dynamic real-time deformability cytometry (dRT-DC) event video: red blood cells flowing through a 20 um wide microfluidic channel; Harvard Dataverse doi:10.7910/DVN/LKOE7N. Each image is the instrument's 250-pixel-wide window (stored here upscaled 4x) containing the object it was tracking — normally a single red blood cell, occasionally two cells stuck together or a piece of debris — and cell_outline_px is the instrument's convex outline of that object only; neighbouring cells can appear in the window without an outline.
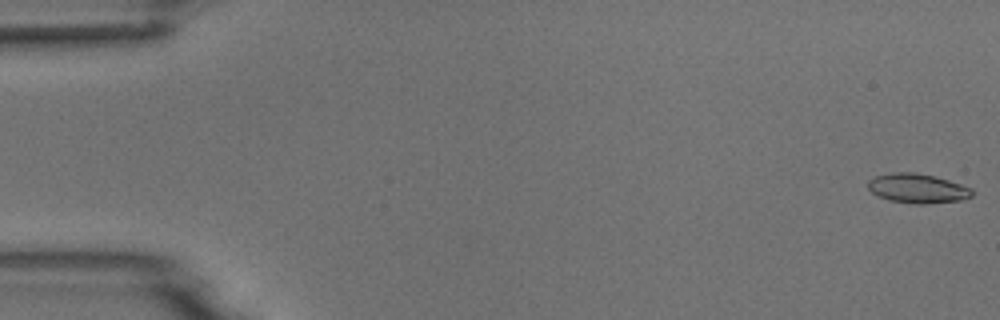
{"species": "common noctule bat (a hibernating species)", "species_latin": "Nyctalus noctula", "temperature_condition": "room temperature", "stored_images_in_passage": 7, "camera_frame_rate_fps": 3000, "um_per_image_px": 0.085, "animal": {"sex": "male", "body_mass_g": 18.8}, "frame": {"image": 1, "passage_image": 1, "time_ms": 0.0, "image_size_px": [1000, 320], "cell_outline_px": [[976, 192], [972, 196], [964, 200], [924, 204], [916, 204], [888, 200], [872, 192], [868, 188], [868, 180], [876, 176], [892, 172], [912, 172], [932, 176], [948, 180], [972, 188]], "centroid_in_image_um": [78.02, 16.02], "position_along_channel_um": 7.0, "area_um2": 17.86}}
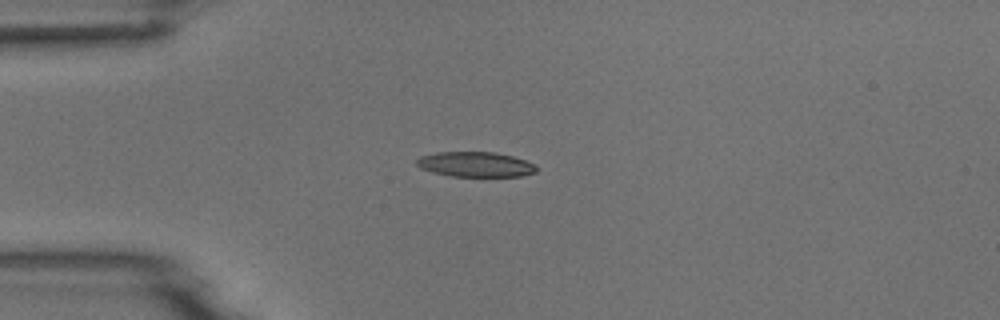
{"frame": {"image": 2, "passage_image": 4, "time_ms": 4.333, "image_size_px": [1000, 320], "cell_outline_px": [[536, 172], [520, 176], [452, 176], [432, 172], [420, 168], [416, 164], [416, 160], [420, 156], [436, 152], [492, 152], [512, 156], [536, 164]], "centroid_in_image_um": [40.39, 13.97], "position_along_channel_um": 44.6, "area_um2": 17.4}}